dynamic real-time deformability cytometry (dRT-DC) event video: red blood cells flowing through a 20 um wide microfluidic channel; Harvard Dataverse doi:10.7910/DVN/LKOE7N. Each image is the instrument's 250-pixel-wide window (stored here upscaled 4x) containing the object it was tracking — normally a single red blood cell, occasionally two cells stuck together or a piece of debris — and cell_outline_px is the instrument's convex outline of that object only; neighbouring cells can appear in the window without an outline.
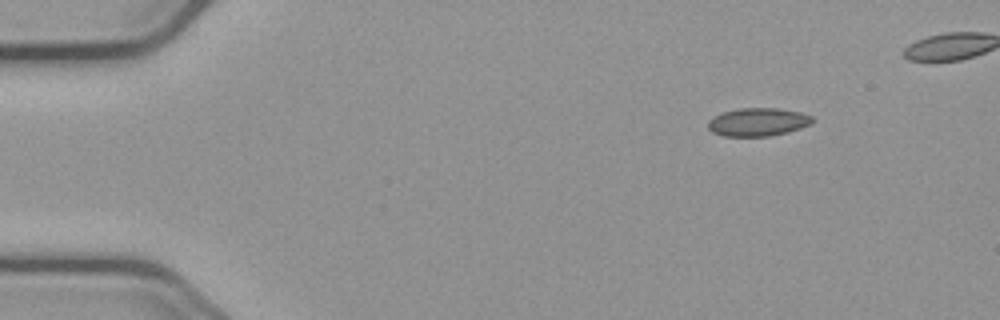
{"species": "common noctule bat (a hibernating species)", "species_latin": "Nyctalus noctula", "temperature_condition": "cold", "stored_images_in_passage": 9, "camera_frame_rate_fps": 3000, "um_per_image_px": 0.085, "animal": {"sex": "male", "body_mass_g": 23.1, "forearm_length_mm": 52.7}, "frame": {"image": 1, "passage_image": 1, "time_ms": 0.0, "image_size_px": [1000, 320], "cell_outline_px": [[812, 124], [788, 132], [768, 136], [724, 136], [712, 132], [708, 128], [708, 120], [712, 116], [724, 112], [740, 108], [776, 108], [800, 112], [812, 116]], "centroid_in_image_um": [64.4, 10.37], "position_along_channel_um": 20.6, "area_um2": 17.11}}